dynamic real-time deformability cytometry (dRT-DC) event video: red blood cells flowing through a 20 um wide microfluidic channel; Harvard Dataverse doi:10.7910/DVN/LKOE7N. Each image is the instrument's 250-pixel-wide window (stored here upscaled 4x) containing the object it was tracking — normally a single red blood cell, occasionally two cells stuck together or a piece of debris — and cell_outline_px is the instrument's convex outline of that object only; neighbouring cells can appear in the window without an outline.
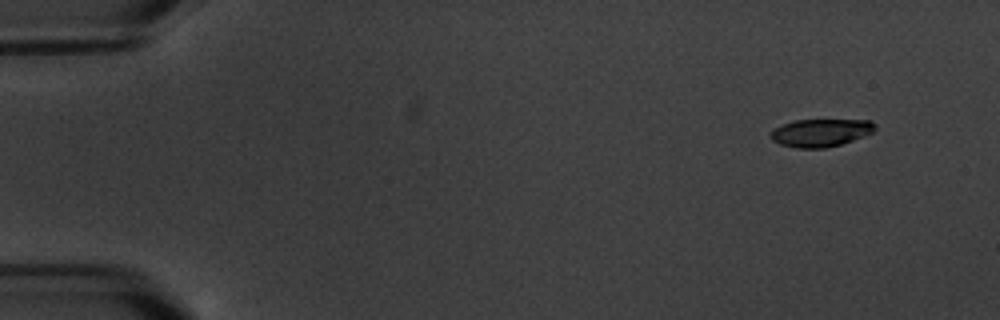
{"species": "common noctule bat (a hibernating species)", "species_latin": "Nyctalus noctula", "temperature_condition": "warm", "stored_images_in_passage": 5, "camera_frame_rate_fps": 3000, "um_per_image_px": 0.085, "animal": {"sex": "male", "body_mass_g": 20.1, "forearm_length_mm": 53.5}, "frame": {"image": 1, "passage_image": 1, "time_ms": 0.0, "image_size_px": [1000, 320], "cell_outline_px": [[876, 128], [872, 132], [864, 136], [840, 144], [824, 148], [796, 148], [780, 144], [772, 140], [768, 136], [768, 132], [784, 124], [796, 120], [872, 120], [876, 124]], "centroid_in_image_um": [69.74, 11.28], "position_along_channel_um": 15.3, "area_um2": 16.88}}
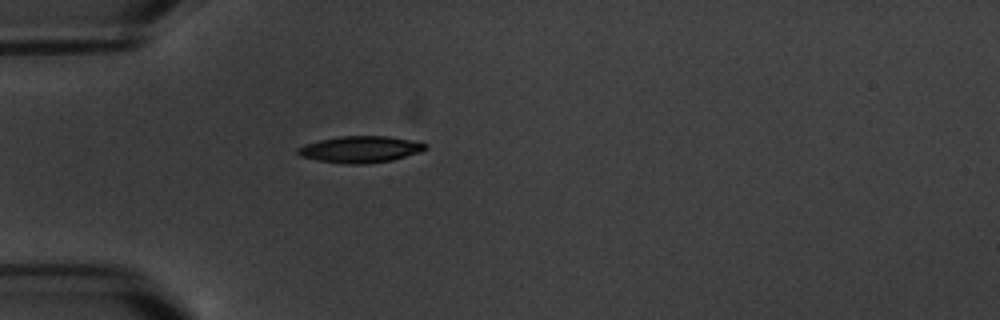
{"frame": {"image": 2, "passage_image": 5, "time_ms": 4.333, "image_size_px": [1000, 320], "cell_outline_px": [[428, 148], [420, 152], [392, 160], [364, 164], [352, 164], [316, 160], [300, 156], [296, 152], [296, 148], [304, 144], [320, 140], [340, 136], [388, 136], [420, 140], [428, 144]], "centroid_in_image_um": [30.68, 12.68], "position_along_channel_um": 54.3, "area_um2": 20.0}}